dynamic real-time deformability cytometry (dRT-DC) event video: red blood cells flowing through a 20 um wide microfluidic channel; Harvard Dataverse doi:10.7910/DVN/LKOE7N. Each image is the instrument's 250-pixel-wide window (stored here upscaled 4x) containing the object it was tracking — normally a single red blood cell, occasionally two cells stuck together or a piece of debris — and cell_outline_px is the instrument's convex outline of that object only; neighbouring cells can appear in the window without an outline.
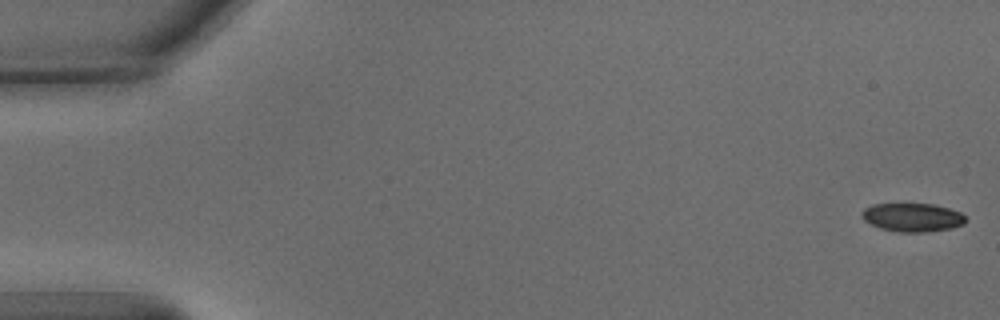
{"species": "common noctule bat (a hibernating species)", "species_latin": "Nyctalus noctula", "temperature_condition": "warm", "stored_images_in_passage": 53, "camera_frame_rate_fps": 3000, "um_per_image_px": 0.085, "animal": {"sex": "male", "body_mass_g": 15.6}, "frame": {"image": 1, "passage_image": 1, "time_ms": 0.0, "image_size_px": [1000, 320], "cell_outline_px": [[968, 220], [964, 224], [952, 228], [924, 232], [900, 232], [880, 228], [864, 220], [860, 216], [860, 212], [864, 208], [872, 204], [932, 204], [948, 208], [960, 212]], "centroid_in_image_um": [77.55, 18.47], "position_along_channel_um": 7.5, "area_um2": 17.28}}
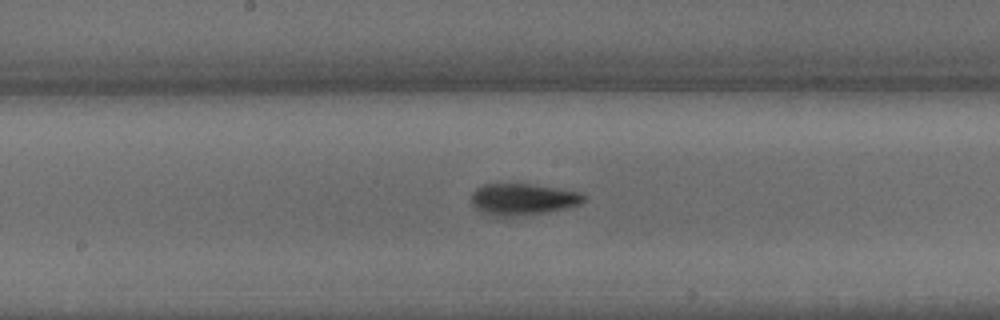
{"frame": {"image": 2, "passage_image": 28, "time_ms": 9.0, "image_size_px": [1000, 320], "cell_outline_px": [[588, 196], [580, 204], [564, 208], [544, 212], [504, 216], [484, 212], [476, 208], [472, 204], [472, 192], [476, 188], [484, 184], [532, 184], [580, 192]], "centroid_in_image_um": [44.46, 16.9], "position_along_channel_um": 203.7, "area_um2": 20.11}}
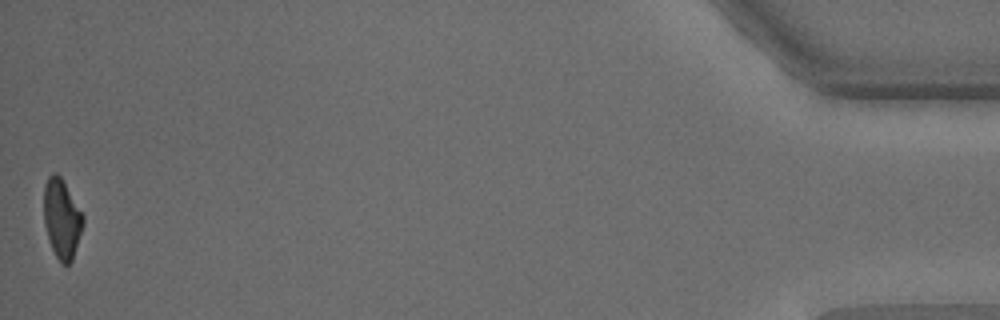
{"frame": {"image": 3, "passage_image": 53, "time_ms": 17.333, "image_size_px": [1000, 320], "cell_outline_px": [[84, 220], [72, 260], [68, 264], [60, 264], [52, 248], [44, 224], [44, 188], [48, 176], [52, 172], [56, 172], [60, 176], [84, 216]], "centroid_in_image_um": [5.24, 18.58], "position_along_channel_um": 430.0, "area_um2": 17.8}, "authors_computed_cell_mechanics": {"area_um2": 19.5942, "velocity_mm_per_s": 3.8304, "shape_relaxation_time_tau1_ms": 3.5231, "shape_relaxation_time_tau2_ms": 3.1902, "deformation_change_tau1": 0.1758, "deformation_change_tau2": 0.104}}